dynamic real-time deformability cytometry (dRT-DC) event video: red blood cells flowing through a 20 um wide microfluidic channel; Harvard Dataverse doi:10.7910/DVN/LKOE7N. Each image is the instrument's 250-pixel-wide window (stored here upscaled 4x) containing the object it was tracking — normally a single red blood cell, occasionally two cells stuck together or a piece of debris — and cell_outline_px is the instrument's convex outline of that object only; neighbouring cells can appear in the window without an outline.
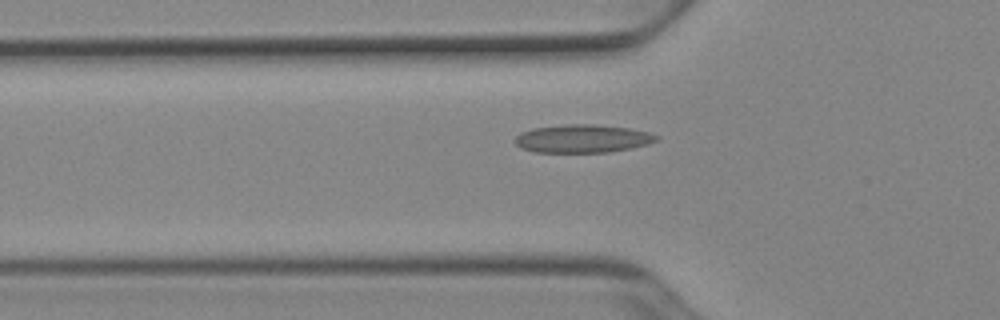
{"species": "Egyptian fruit bat (a non-hibernating species)", "species_latin": "Rousettus aegyptiacus", "temperature_condition": "cold", "stored_images_in_passage": 48, "camera_frame_rate_fps": 3000, "um_per_image_px": 0.085, "animal": {"sex": "female"}, "frame": {"image": 1, "passage_image": 18, "time_ms": 5.667, "image_size_px": [1000, 320], "cell_outline_px": [[660, 140], [648, 144], [632, 148], [608, 152], [532, 152], [520, 148], [512, 140], [520, 132], [532, 128], [568, 124], [592, 124], [628, 128], [648, 132], [660, 136]], "centroid_in_image_um": [49.5, 11.78], "position_along_channel_um": 76.3, "area_um2": 23.41}}
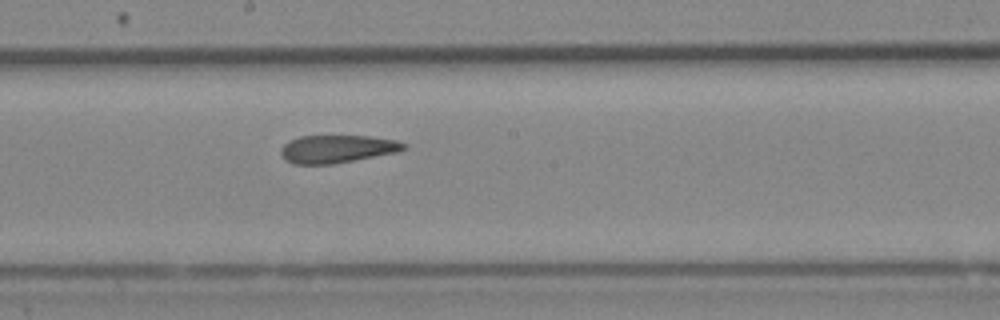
{"frame": {"image": 2, "passage_image": 29, "time_ms": 9.333, "image_size_px": [1000, 320], "cell_outline_px": [[408, 148], [400, 152], [332, 164], [292, 164], [284, 160], [280, 152], [280, 148], [288, 140], [300, 136], [368, 136], [396, 140], [408, 144]], "centroid_in_image_um": [28.67, 12.66], "position_along_channel_um": 219.5, "area_um2": 20.23}}
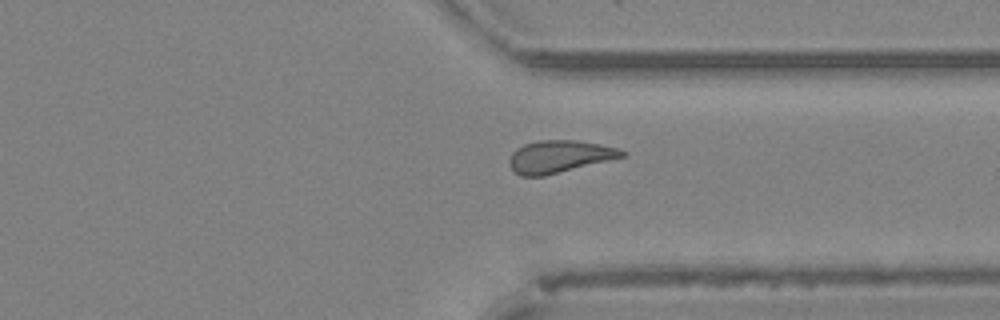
{"frame": {"image": 3, "passage_image": 40, "time_ms": 13.0, "image_size_px": [1000, 320], "cell_outline_px": [[628, 156], [544, 176], [520, 176], [508, 164], [508, 160], [512, 152], [516, 148], [524, 144], [540, 140], [576, 140], [600, 144], [616, 148], [628, 152]], "centroid_in_image_um": [47.56, 13.31], "position_along_channel_um": 363.8, "area_um2": 21.39}, "authors_computed_cell_mechanics": {"area_um2": 21.6172, "velocity_mm_per_s": 3.9135, "shape_relaxation_time_tau1_ms": null, "shape_relaxation_time_tau2_ms": 3.1927, "deformation_change_tau1": null, "deformation_change_tau2": 0.1103}}